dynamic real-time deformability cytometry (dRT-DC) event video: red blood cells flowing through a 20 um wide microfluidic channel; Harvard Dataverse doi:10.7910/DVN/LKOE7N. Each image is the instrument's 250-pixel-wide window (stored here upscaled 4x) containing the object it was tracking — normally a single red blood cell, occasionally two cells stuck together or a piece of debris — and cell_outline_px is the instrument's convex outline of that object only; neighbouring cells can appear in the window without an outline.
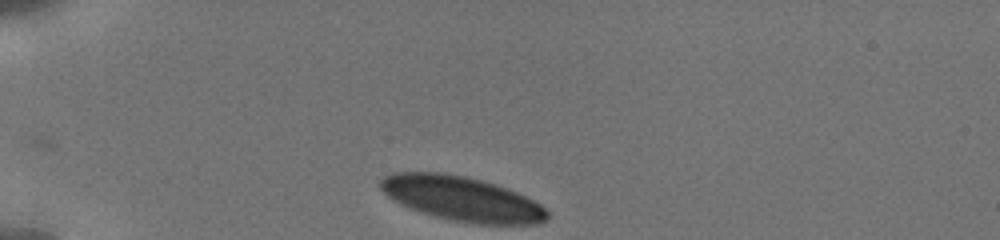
{"species": "human", "species_latin": "Homo sapiens", "temperature_condition": "cold", "stored_images_in_passage": 7, "camera_frame_rate_fps": 3000, "um_per_image_px": 0.085, "donor": {"sex": "male"}, "frame": {"image": 1, "passage_image": 1, "time_ms": 0.0, "image_size_px": [1000, 240], "cell_outline_px": [[548, 220], [540, 224], [476, 224], [452, 220], [432, 216], [420, 212], [400, 204], [388, 196], [380, 188], [380, 180], [384, 176], [392, 172], [440, 172], [464, 176], [480, 180], [508, 188], [540, 204], [548, 212]], "centroid_in_image_um": [39.24, 16.89], "position_along_channel_um": 45.8, "area_um2": 43.29}}